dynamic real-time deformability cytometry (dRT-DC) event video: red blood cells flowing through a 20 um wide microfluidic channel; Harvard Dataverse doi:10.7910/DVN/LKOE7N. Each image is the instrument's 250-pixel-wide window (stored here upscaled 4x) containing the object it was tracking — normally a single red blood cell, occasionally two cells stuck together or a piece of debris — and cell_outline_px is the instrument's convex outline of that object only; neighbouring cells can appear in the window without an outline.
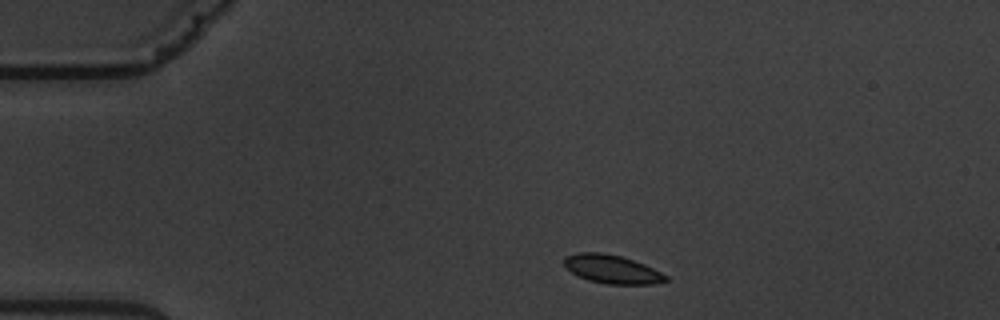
{"species": "common noctule bat (a hibernating species)", "species_latin": "Nyctalus noctula", "temperature_condition": "warm", "stored_images_in_passage": 7, "camera_frame_rate_fps": 3000, "um_per_image_px": 0.085, "animal": {"sex": "male", "body_mass_g": 19.5, "forearm_length_mm": 54.6}, "frame": {"image": 1, "passage_image": 1, "time_ms": 0.0, "image_size_px": [1000, 320], "cell_outline_px": [[668, 280], [652, 284], [604, 284], [588, 280], [564, 268], [564, 256], [580, 252], [600, 252], [620, 256], [644, 264], [668, 276]], "centroid_in_image_um": [51.98, 22.88], "position_along_channel_um": 33.0, "area_um2": 16.82}}
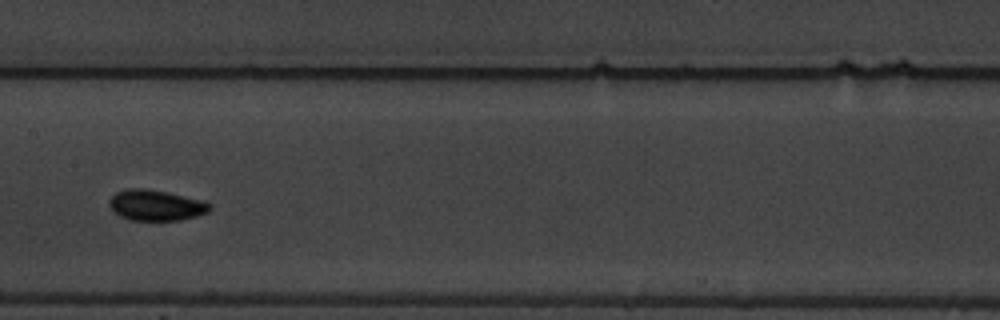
{"frame": {"image": 2, "passage_image": 6, "time_ms": 6.0, "image_size_px": [1000, 320], "cell_outline_px": [[212, 208], [208, 212], [196, 216], [180, 220], [128, 220], [112, 212], [108, 204], [108, 200], [116, 192], [128, 188], [144, 188], [164, 192], [200, 200], [212, 204]], "centroid_in_image_um": [13.2, 17.46], "position_along_channel_um": 194.2, "area_um2": 17.98}}
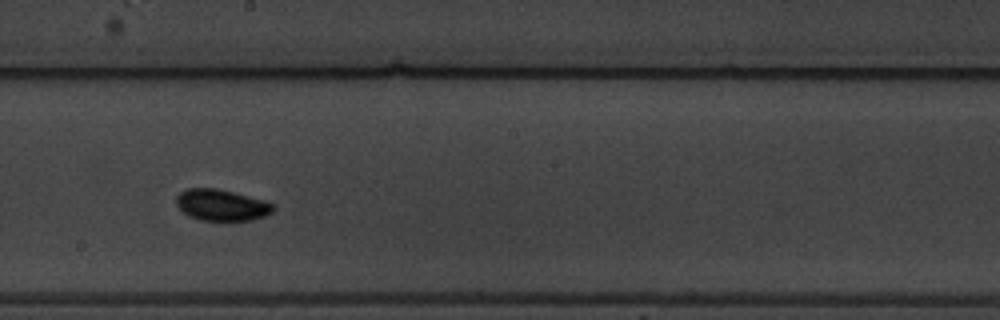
{"frame": {"image": 3, "passage_image": 7, "time_ms": 7.0, "image_size_px": [1000, 320], "cell_outline_px": [[276, 208], [272, 212], [264, 216], [252, 220], [200, 220], [188, 216], [176, 204], [176, 196], [180, 192], [188, 188], [216, 188], [264, 200], [276, 204]], "centroid_in_image_um": [18.85, 17.43], "position_along_channel_um": 229.4, "area_um2": 17.69}}